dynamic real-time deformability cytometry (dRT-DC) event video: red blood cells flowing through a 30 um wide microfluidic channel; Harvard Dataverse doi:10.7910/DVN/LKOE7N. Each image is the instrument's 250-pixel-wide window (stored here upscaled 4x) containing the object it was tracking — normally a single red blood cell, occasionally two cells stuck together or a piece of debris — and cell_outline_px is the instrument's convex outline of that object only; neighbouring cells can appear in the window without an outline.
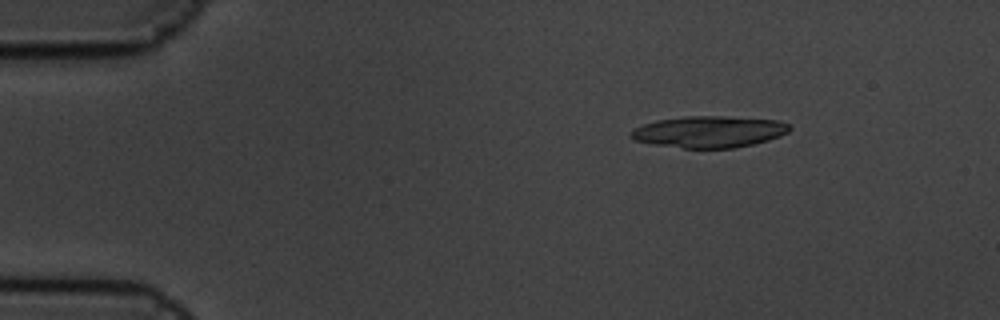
{"species": "common noctule bat (a hibernating species)", "species_latin": "Nyctalus noctula", "temperature_condition": "cold", "stored_images_in_passage": 8, "camera_frame_rate_fps": 3000, "um_per_image_px": 0.085, "animal": {"sex": "male", "body_mass_g": 19.5, "forearm_length_mm": 54.6}, "frame": {"image": 1, "passage_image": 2, "time_ms": 0.333, "image_size_px": [1000, 320], "cell_outline_px": [[792, 128], [788, 132], [780, 136], [768, 140], [752, 144], [732, 148], [684, 148], [652, 144], [632, 140], [628, 136], [636, 128], [644, 124], [656, 120], [684, 116], [720, 116], [780, 120], [788, 124]], "centroid_in_image_um": [60.27, 11.2], "position_along_channel_um": 24.7, "area_um2": 29.19}}
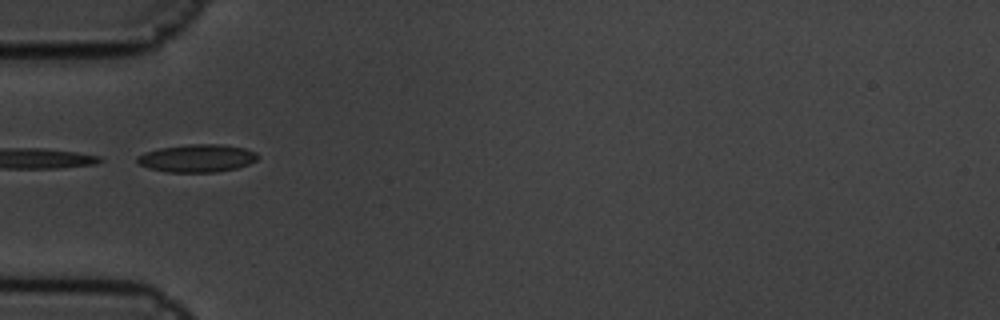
{"frame": {"image": 2, "passage_image": 5, "time_ms": 1.333, "image_size_px": [1000, 320], "cell_outline_px": [[260, 156], [256, 160], [248, 164], [236, 168], [216, 172], [168, 172], [148, 168], [140, 164], [136, 160], [136, 156], [144, 152], [160, 148], [188, 144], [220, 144], [244, 148], [256, 152]], "centroid_in_image_um": [16.75, 13.44], "position_along_channel_um": 68.3, "area_um2": 19.54}}